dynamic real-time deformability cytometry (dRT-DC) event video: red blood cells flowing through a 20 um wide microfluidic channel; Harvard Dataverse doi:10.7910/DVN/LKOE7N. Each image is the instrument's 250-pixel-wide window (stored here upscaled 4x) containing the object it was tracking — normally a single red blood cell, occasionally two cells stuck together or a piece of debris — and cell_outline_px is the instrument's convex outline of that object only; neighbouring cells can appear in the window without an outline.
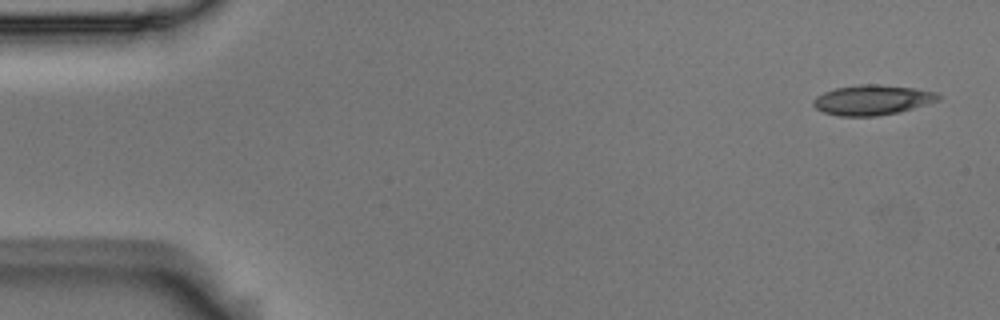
{"species": "Egyptian fruit bat (a non-hibernating species)", "species_latin": "Rousettus aegyptiacus", "temperature_condition": "room temperature", "stored_images_in_passage": 6, "camera_frame_rate_fps": 3000, "um_per_image_px": 0.085, "animal": {"sex": "male"}, "frame": {"image": 1, "passage_image": 1, "time_ms": 0.0, "image_size_px": [1000, 320], "cell_outline_px": [[940, 100], [912, 108], [896, 112], [876, 116], [840, 116], [824, 112], [816, 108], [812, 104], [812, 100], [816, 96], [824, 92], [836, 88], [856, 84], [876, 84], [916, 88], [936, 92], [940, 96]], "centroid_in_image_um": [74.12, 8.48], "position_along_channel_um": 10.9, "area_um2": 21.79}}
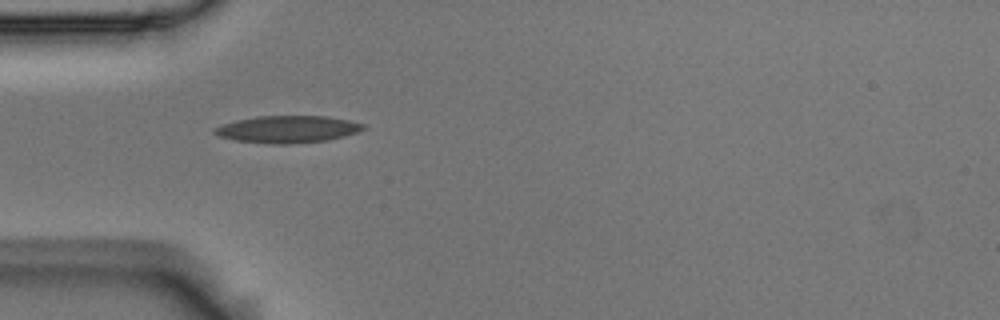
{"frame": {"image": 2, "passage_image": 5, "time_ms": 1.333, "image_size_px": [1000, 320], "cell_outline_px": [[368, 128], [344, 136], [328, 140], [288, 144], [268, 144], [232, 140], [220, 136], [212, 132], [212, 128], [236, 120], [256, 116], [328, 116], [348, 120], [364, 124]], "centroid_in_image_um": [24.43, 10.99], "position_along_channel_um": 60.6, "area_um2": 23.64}}
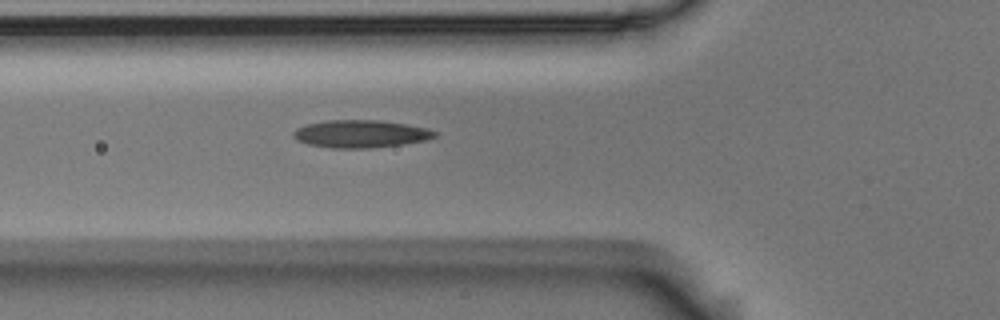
{"frame": {"image": 3, "passage_image": 6, "time_ms": 1.667, "image_size_px": [1000, 320], "cell_outline_px": [[436, 136], [424, 140], [400, 144], [368, 148], [332, 148], [308, 144], [296, 140], [292, 136], [292, 132], [296, 128], [308, 124], [328, 120], [380, 120], [428, 128], [436, 132]], "centroid_in_image_um": [30.6, 11.37], "position_along_channel_um": 95.2, "area_um2": 22.54}}